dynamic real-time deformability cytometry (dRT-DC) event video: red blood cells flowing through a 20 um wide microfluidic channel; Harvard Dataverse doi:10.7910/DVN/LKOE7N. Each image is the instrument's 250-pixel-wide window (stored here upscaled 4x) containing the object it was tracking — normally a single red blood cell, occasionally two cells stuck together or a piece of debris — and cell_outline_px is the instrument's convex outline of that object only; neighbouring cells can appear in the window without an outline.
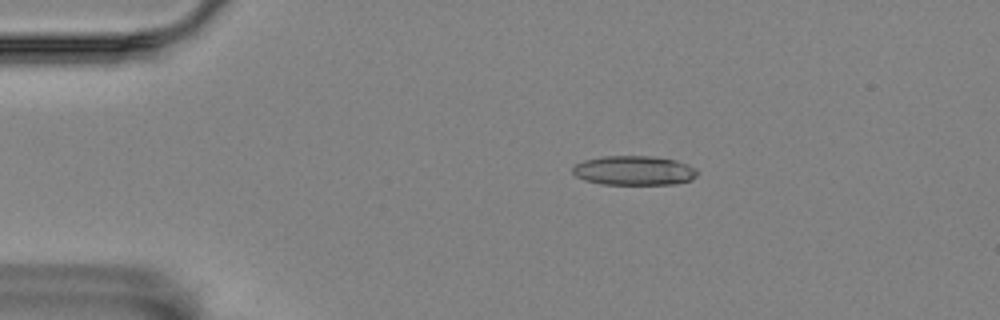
{"species": "Egyptian fruit bat (a non-hibernating species)", "species_latin": "Rousettus aegyptiacus", "temperature_condition": "room temperature", "stored_images_in_passage": 46, "camera_frame_rate_fps": 3000, "um_per_image_px": 0.085, "animal": {"sex": "female"}, "frame": {"image": 1, "passage_image": 1, "time_ms": 0.0, "image_size_px": [1000, 320], "cell_outline_px": [[696, 176], [692, 180], [676, 184], [600, 184], [584, 180], [576, 176], [572, 172], [572, 168], [576, 164], [584, 160], [604, 156], [652, 156], [676, 160], [688, 164], [696, 168]], "centroid_in_image_um": [53.9, 14.49], "position_along_channel_um": 31.1, "area_um2": 21.44}}
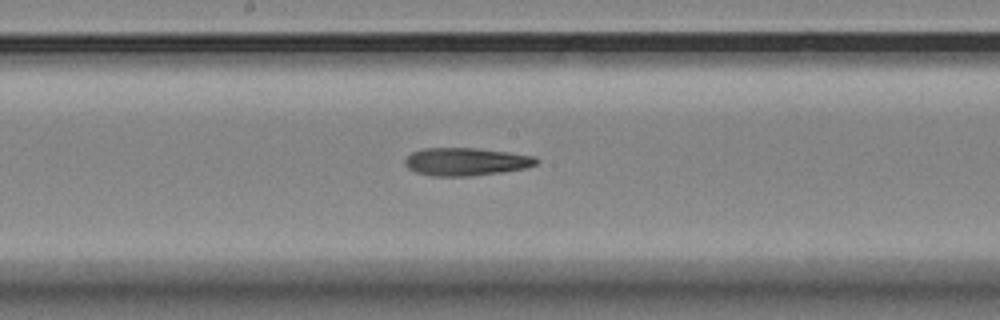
{"frame": {"image": 2, "passage_image": 20, "time_ms": 6.333, "image_size_px": [1000, 320], "cell_outline_px": [[540, 160], [536, 164], [524, 168], [500, 172], [472, 176], [432, 176], [416, 172], [408, 168], [404, 164], [404, 160], [412, 152], [424, 148], [476, 148], [508, 152], [536, 156]], "centroid_in_image_um": [39.6, 13.74], "position_along_channel_um": 208.6, "area_um2": 21.33}}
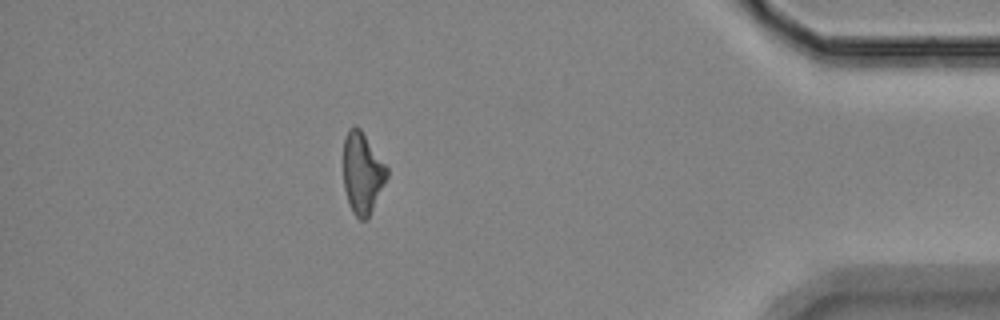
{"frame": {"image": 3, "passage_image": 40, "time_ms": 13.0, "image_size_px": [1000, 320], "cell_outline_px": [[388, 176], [368, 216], [364, 220], [360, 220], [352, 212], [348, 204], [344, 188], [344, 140], [348, 128], [356, 124], [360, 128], [388, 168]], "centroid_in_image_um": [30.78, 14.68], "position_along_channel_um": 404.4, "area_um2": 20.4}, "authors_computed_cell_mechanics": {"area_um2": 21.3571, "velocity_mm_per_s": 3.5734, "shape_relaxation_time_tau1_ms": null, "shape_relaxation_time_tau2_ms": 7.4002, "deformation_change_tau1": null, "deformation_change_tau2": 0.2165}}